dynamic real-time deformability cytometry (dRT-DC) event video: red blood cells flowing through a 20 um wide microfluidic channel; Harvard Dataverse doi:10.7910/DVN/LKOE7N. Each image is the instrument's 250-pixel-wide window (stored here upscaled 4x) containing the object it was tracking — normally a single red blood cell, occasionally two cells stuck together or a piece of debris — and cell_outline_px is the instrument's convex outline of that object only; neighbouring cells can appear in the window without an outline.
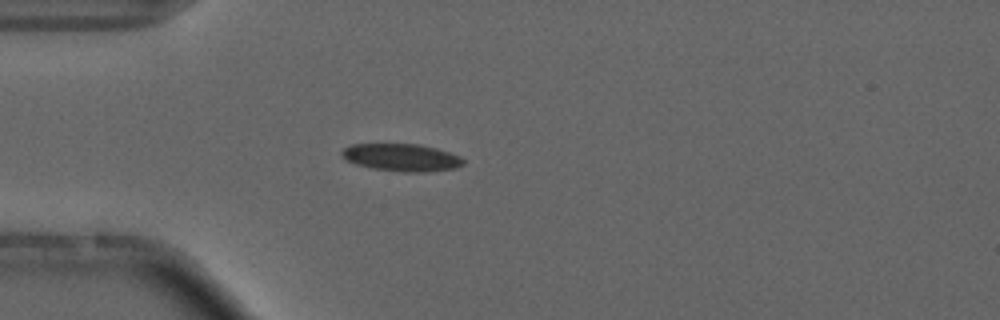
{"species": "common noctule bat (a hibernating species)", "species_latin": "Nyctalus noctula", "temperature_condition": "cold", "stored_images_in_passage": 4, "camera_frame_rate_fps": 3000, "um_per_image_px": 0.085, "animal": {"sex": "male", "forearm_length_mm": 52.5}, "frame": {"image": 1, "passage_image": 3, "time_ms": 3.333, "image_size_px": [1000, 320], "cell_outline_px": [[464, 164], [456, 168], [424, 172], [404, 172], [372, 168], [356, 164], [340, 156], [340, 152], [344, 148], [352, 144], [420, 144], [436, 148], [460, 156], [464, 160]], "centroid_in_image_um": [34.13, 13.38], "position_along_channel_um": 50.9, "area_um2": 19.42}}